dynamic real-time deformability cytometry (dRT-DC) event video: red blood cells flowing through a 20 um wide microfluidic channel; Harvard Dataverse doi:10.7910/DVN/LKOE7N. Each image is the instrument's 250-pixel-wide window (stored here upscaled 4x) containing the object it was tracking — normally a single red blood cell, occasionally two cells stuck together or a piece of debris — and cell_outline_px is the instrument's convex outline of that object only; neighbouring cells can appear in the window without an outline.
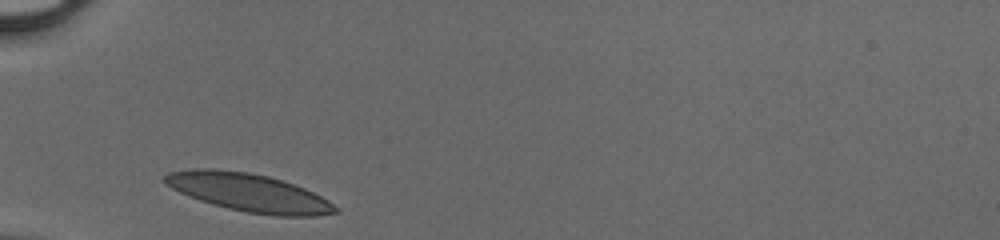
{"species": "human", "species_latin": "Homo sapiens", "temperature_condition": "cold", "stored_images_in_passage": 25, "camera_frame_rate_fps": 3000, "um_per_image_px": 0.085, "donor": {"sex": "male"}, "frame": {"image": 1, "passage_image": 1, "time_ms": 0.0, "image_size_px": [1000, 240], "cell_outline_px": [[340, 212], [316, 216], [276, 216], [248, 212], [228, 208], [212, 204], [188, 196], [164, 184], [160, 180], [168, 172], [192, 168], [216, 168], [248, 172], [268, 176], [284, 180], [304, 188], [328, 200]], "centroid_in_image_um": [21.1, 16.35], "position_along_channel_um": 63.9, "area_um2": 37.97}}
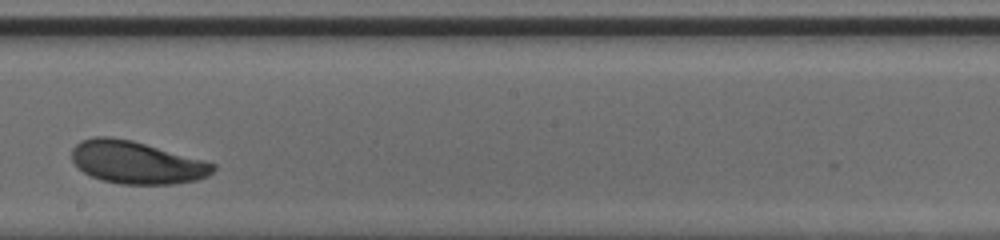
{"frame": {"image": 2, "passage_image": 14, "time_ms": 4.333, "image_size_px": [1000, 240], "cell_outline_px": [[216, 168], [208, 176], [196, 180], [176, 184], [120, 184], [100, 180], [84, 172], [72, 160], [72, 148], [80, 140], [96, 136], [112, 136], [132, 140], [204, 160], [216, 164]], "centroid_in_image_um": [11.6, 13.8], "position_along_channel_um": 236.6, "area_um2": 35.14}}
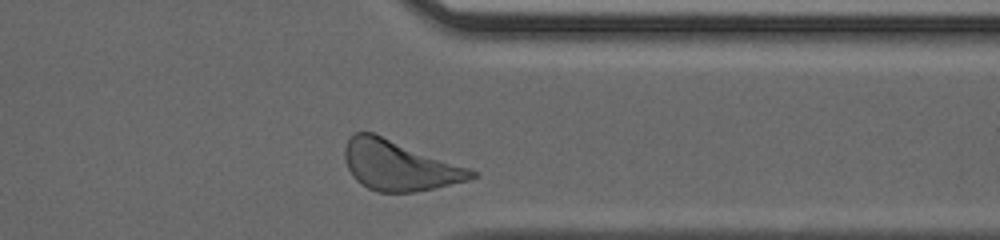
{"frame": {"image": 3, "passage_image": 24, "time_ms": 7.667, "image_size_px": [1000, 240], "cell_outline_px": [[480, 176], [468, 180], [432, 188], [412, 192], [376, 192], [360, 184], [352, 176], [344, 160], [344, 148], [348, 140], [356, 132], [372, 132], [480, 172]], "centroid_in_image_um": [33.91, 14.08], "position_along_channel_um": 377.5, "area_um2": 36.65}}